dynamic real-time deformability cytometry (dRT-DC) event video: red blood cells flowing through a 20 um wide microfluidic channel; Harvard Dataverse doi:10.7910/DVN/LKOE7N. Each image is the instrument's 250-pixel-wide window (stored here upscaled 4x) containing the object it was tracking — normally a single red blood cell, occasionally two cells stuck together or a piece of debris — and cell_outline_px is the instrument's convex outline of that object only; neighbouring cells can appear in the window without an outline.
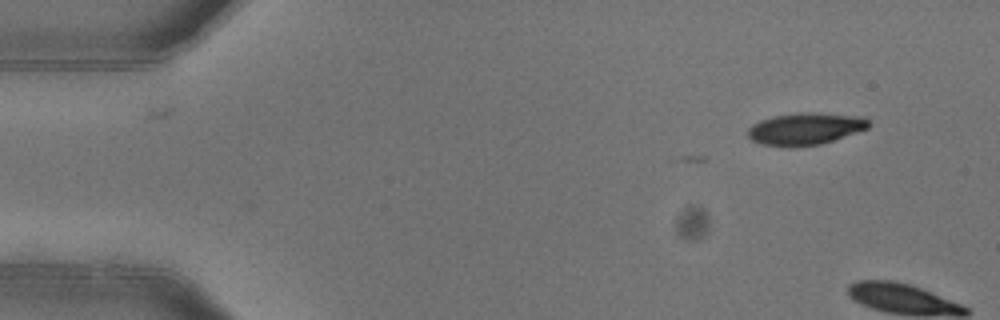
{"species": "common noctule bat (a hibernating species)", "species_latin": "Nyctalus noctula", "temperature_condition": "warm", "stored_images_in_passage": 4, "camera_frame_rate_fps": 3000, "um_per_image_px": 0.085, "animal": {"sex": "female"}, "frame": {"image": 1, "passage_image": 3, "time_ms": 0.667, "image_size_px": [1000, 320], "cell_outline_px": [[868, 128], [820, 144], [796, 148], [788, 148], [760, 144], [752, 140], [748, 136], [748, 128], [752, 124], [760, 120], [772, 116], [796, 112], [812, 112], [864, 116], [868, 120]], "centroid_in_image_um": [68.4, 10.95], "position_along_channel_um": 16.6, "area_um2": 22.89}}